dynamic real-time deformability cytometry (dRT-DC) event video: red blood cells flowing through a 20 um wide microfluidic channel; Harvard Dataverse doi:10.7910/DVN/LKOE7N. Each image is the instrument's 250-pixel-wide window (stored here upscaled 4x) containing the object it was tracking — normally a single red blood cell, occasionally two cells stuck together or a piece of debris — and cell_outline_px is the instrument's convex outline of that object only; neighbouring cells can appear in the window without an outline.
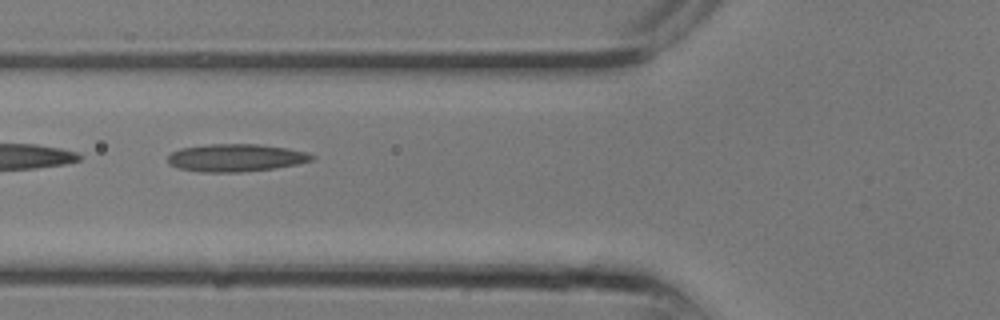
{"species": "common noctule bat (a hibernating species)", "species_latin": "Nyctalus noctula", "temperature_condition": "room temperature", "stored_images_in_passage": 26, "camera_frame_rate_fps": 3000, "um_per_image_px": 0.085, "animal": {"sex": "male", "body_mass_g": 13.3}, "frame": {"image": 1, "passage_image": 9, "time_ms": 2.667, "image_size_px": [1000, 320], "cell_outline_px": [[316, 156], [312, 160], [296, 164], [276, 168], [240, 172], [200, 172], [176, 168], [168, 164], [168, 156], [172, 152], [180, 148], [208, 144], [260, 144], [308, 152]], "centroid_in_image_um": [20.01, 13.41], "position_along_channel_um": 105.8, "area_um2": 23.29}}
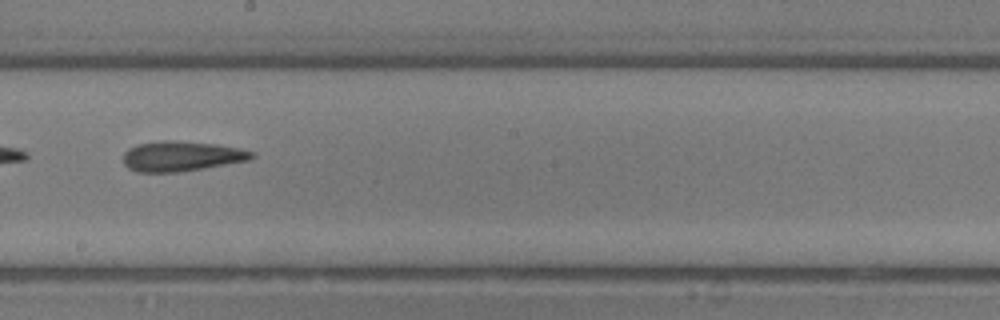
{"frame": {"image": 2, "passage_image": 14, "time_ms": 4.333, "image_size_px": [1000, 320], "cell_outline_px": [[256, 156], [252, 160], [180, 172], [136, 172], [128, 168], [124, 164], [124, 152], [128, 148], [136, 144], [160, 140], [176, 140], [216, 144], [240, 148], [256, 152]], "centroid_in_image_um": [15.45, 13.27], "position_along_channel_um": 232.7, "area_um2": 22.95}}
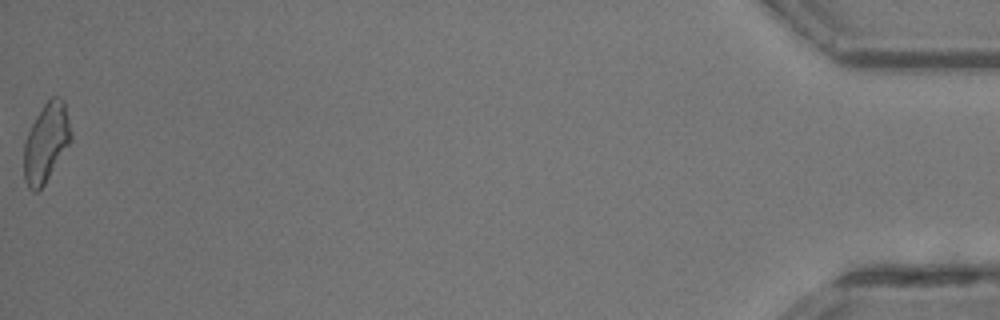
{"frame": {"image": 3, "passage_image": 26, "time_ms": 8.333, "image_size_px": [1000, 320], "cell_outline_px": [[72, 140], [44, 184], [36, 192], [32, 192], [28, 188], [24, 180], [24, 144], [28, 132], [36, 116], [44, 104], [52, 96], [60, 96], [64, 100], [72, 132]], "centroid_in_image_um": [3.93, 12.11], "position_along_channel_um": 431.3, "area_um2": 21.62}}